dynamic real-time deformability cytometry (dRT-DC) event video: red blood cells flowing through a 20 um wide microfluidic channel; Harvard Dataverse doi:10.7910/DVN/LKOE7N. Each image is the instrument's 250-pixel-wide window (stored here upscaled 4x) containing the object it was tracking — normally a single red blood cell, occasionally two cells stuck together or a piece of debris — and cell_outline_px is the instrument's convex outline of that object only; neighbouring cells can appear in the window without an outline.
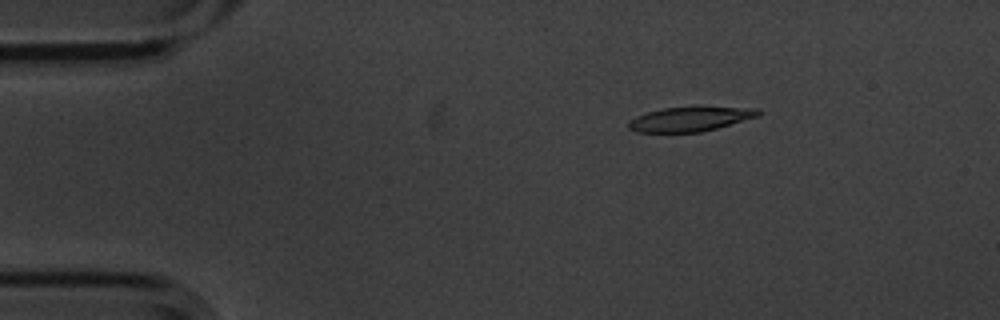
{"species": "common noctule bat (a hibernating species)", "species_latin": "Nyctalus noctula", "temperature_condition": "cold", "stored_images_in_passage": 4, "camera_frame_rate_fps": 3000, "um_per_image_px": 0.085, "animal": {"sex": "male", "body_mass_g": 20.1, "forearm_length_mm": 53.5}, "frame": {"image": 1, "passage_image": 2, "time_ms": 0.333, "image_size_px": [1000, 320], "cell_outline_px": [[764, 112], [760, 116], [716, 128], [700, 132], [636, 132], [628, 128], [628, 124], [636, 116], [648, 112], [664, 108], [692, 104], [704, 104], [760, 108]], "centroid_in_image_um": [58.81, 10.05], "position_along_channel_um": 26.2, "area_um2": 19.59}}